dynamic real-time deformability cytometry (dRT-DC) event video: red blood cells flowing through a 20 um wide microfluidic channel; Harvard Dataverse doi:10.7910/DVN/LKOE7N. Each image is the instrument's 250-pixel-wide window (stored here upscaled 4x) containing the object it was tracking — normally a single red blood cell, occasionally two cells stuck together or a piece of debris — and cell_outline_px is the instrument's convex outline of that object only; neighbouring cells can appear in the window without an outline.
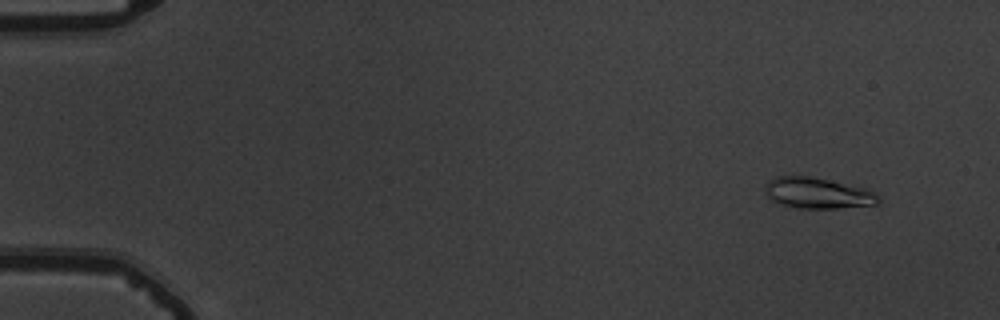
{"species": "common noctule bat (a hibernating species)", "species_latin": "Nyctalus noctula", "temperature_condition": "warm", "stored_images_in_passage": 55, "camera_frame_rate_fps": 3000, "um_per_image_px": 0.085, "animal": {"sex": "male", "body_mass_g": 19.5, "forearm_length_mm": 54.6}, "frame": {"image": 1, "passage_image": 5, "time_ms": 1.333, "image_size_px": [1000, 320], "cell_outline_px": [[880, 204], [840, 208], [796, 208], [780, 204], [772, 200], [768, 196], [764, 188], [764, 184], [768, 180], [776, 176], [808, 176], [828, 180], [864, 188], [876, 192], [880, 196]], "centroid_in_image_um": [69.5, 16.42], "position_along_channel_um": 15.5, "area_um2": 20.52}}
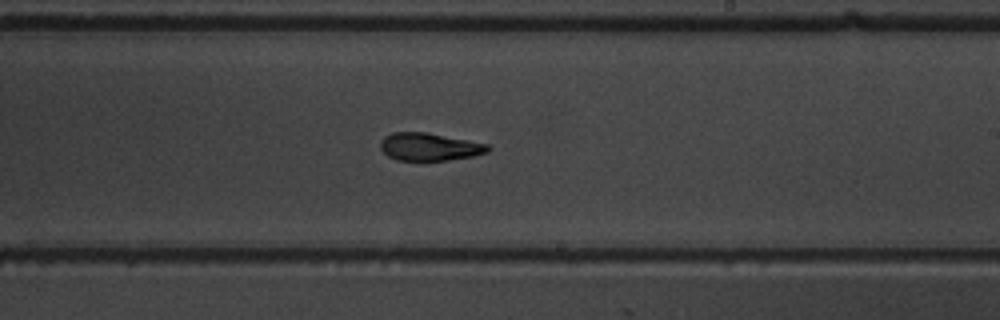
{"frame": {"image": 2, "passage_image": 34, "time_ms": 11.0, "image_size_px": [1000, 320], "cell_outline_px": [[492, 148], [488, 152], [472, 156], [448, 160], [396, 160], [388, 156], [380, 148], [380, 140], [384, 136], [392, 132], [428, 132], [488, 144]], "centroid_in_image_um": [36.49, 12.47], "position_along_channel_um": 252.5, "area_um2": 17.46}}
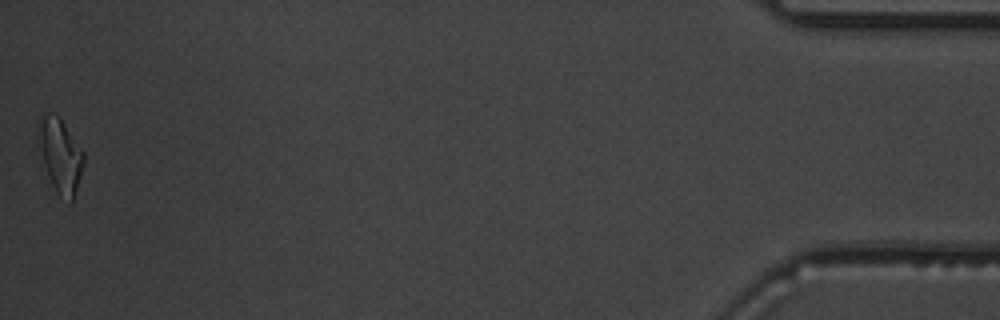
{"frame": {"image": 3, "passage_image": 55, "time_ms": 18.0, "image_size_px": [1000, 320], "cell_outline_px": [[84, 164], [72, 204], [68, 204], [56, 192], [48, 176], [44, 160], [40, 140], [40, 116], [48, 112], [60, 116], [84, 152]], "centroid_in_image_um": [5.19, 13.25], "position_along_channel_um": 430.0, "area_um2": 19.13}, "authors_computed_cell_mechanics": {"area_um2": 18.3804, "velocity_mm_per_s": 3.7759, "shape_relaxation_time_tau1_ms": 6.1306, "shape_relaxation_time_tau2_ms": 3.2709, "deformation_change_tau1": 0.2357, "deformation_change_tau2": 0.1218}}